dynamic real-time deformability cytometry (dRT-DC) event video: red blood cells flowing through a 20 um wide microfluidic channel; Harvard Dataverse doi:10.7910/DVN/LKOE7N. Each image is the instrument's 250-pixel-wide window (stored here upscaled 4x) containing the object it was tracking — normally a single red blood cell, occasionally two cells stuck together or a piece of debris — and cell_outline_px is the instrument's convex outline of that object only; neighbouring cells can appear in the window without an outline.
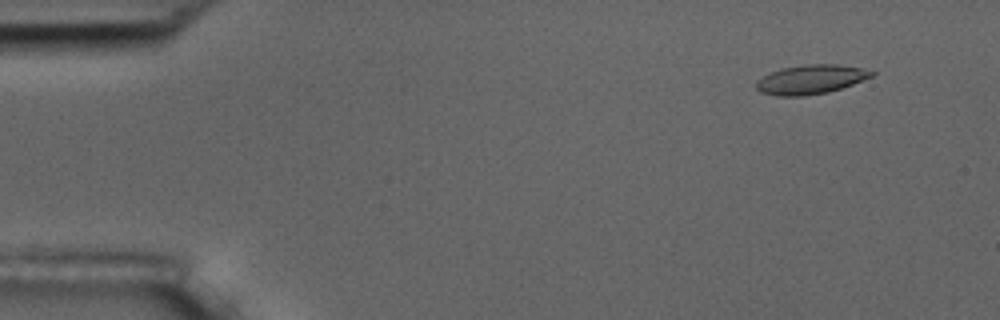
{"species": "common noctule bat (a hibernating species)", "species_latin": "Nyctalus noctula", "temperature_condition": "room temperature", "stored_images_in_passage": 56, "camera_frame_rate_fps": 3000, "um_per_image_px": 0.085, "animal": {"sex": "male", "body_mass_g": 17.5, "forearm_length_mm": 52.3}, "frame": {"image": 1, "passage_image": 5, "time_ms": 1.333, "image_size_px": [1000, 320], "cell_outline_px": [[876, 72], [872, 76], [852, 84], [828, 92], [804, 96], [776, 96], [760, 92], [756, 88], [756, 80], [780, 68], [804, 64], [840, 64], [860, 68]], "centroid_in_image_um": [68.88, 6.75], "position_along_channel_um": 16.1, "area_um2": 19.59}}
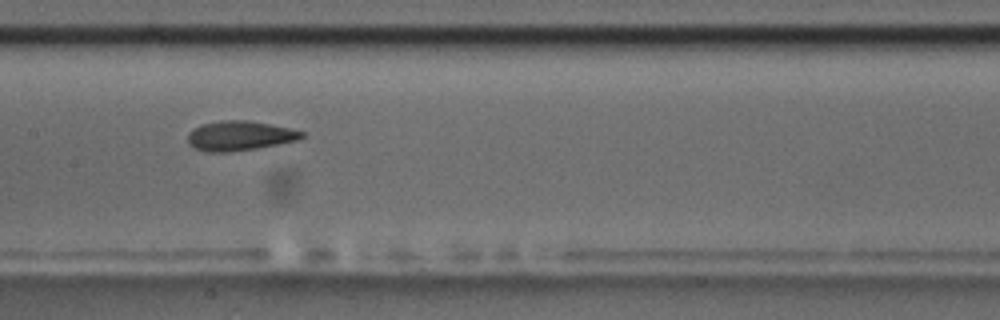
{"frame": {"image": 2, "passage_image": 28, "time_ms": 9.0, "image_size_px": [1000, 320], "cell_outline_px": [[304, 136], [300, 140], [256, 148], [228, 152], [208, 152], [192, 148], [188, 144], [188, 132], [192, 128], [200, 124], [224, 120], [248, 120], [288, 128], [304, 132]], "centroid_in_image_um": [20.32, 11.54], "position_along_channel_um": 187.1, "area_um2": 19.77}}
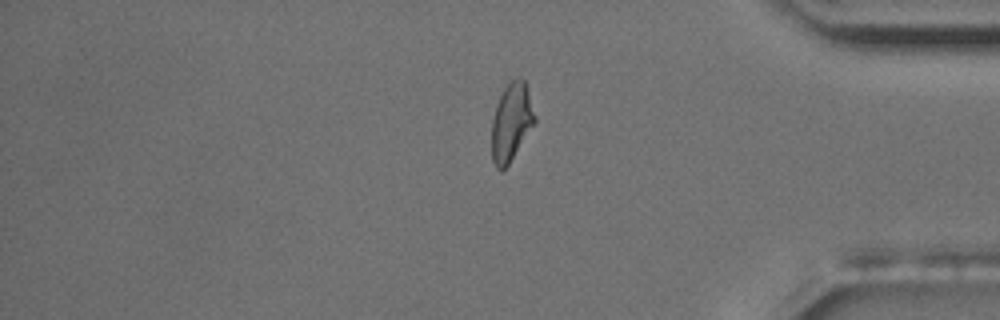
{"frame": {"image": 3, "passage_image": 47, "time_ms": 15.333, "image_size_px": [1000, 320], "cell_outline_px": [[536, 120], [508, 164], [500, 172], [496, 168], [492, 160], [492, 120], [496, 104], [504, 88], [516, 76], [520, 76], [524, 80], [536, 116]], "centroid_in_image_um": [43.45, 10.36], "position_along_channel_um": 391.8, "area_um2": 19.25}, "authors_computed_cell_mechanics": {"area_um2": 19.5942, "velocity_mm_per_s": 3.5937, "shape_relaxation_time_tau1_ms": 4.267, "shape_relaxation_time_tau2_ms": 1.9949, "deformation_change_tau1": 0.1656, "deformation_change_tau2": 0.0965}}